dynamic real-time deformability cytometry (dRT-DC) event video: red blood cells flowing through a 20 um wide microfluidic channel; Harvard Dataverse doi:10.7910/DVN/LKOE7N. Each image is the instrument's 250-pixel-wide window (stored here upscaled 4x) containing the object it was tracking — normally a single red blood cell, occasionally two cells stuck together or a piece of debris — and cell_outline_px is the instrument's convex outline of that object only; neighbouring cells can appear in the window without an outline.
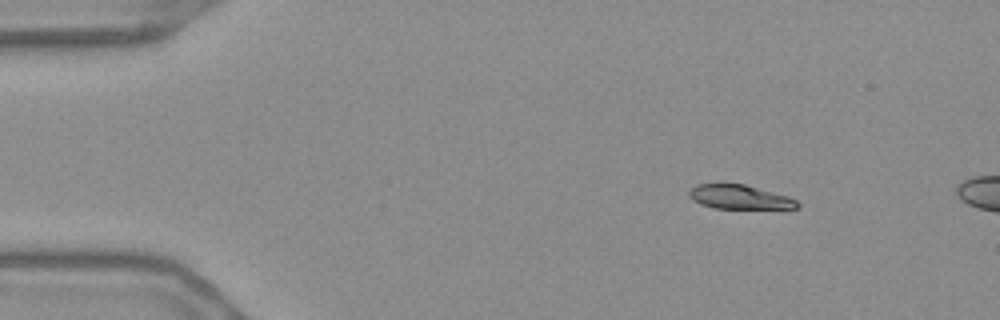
{"species": "Egyptian fruit bat (a non-hibernating species)", "species_latin": "Rousettus aegyptiacus", "temperature_condition": "warm", "stored_images_in_passage": 6, "camera_frame_rate_fps": 3000, "um_per_image_px": 0.085, "frame": {"image": 1, "passage_image": 1, "time_ms": 0.0, "image_size_px": [1000, 320], "cell_outline_px": [[800, 208], [712, 208], [700, 204], [692, 200], [688, 196], [688, 192], [696, 184], [744, 184], [788, 196], [796, 200], [800, 204]], "centroid_in_image_um": [62.84, 16.75], "position_along_channel_um": 22.2, "area_um2": 15.14}}